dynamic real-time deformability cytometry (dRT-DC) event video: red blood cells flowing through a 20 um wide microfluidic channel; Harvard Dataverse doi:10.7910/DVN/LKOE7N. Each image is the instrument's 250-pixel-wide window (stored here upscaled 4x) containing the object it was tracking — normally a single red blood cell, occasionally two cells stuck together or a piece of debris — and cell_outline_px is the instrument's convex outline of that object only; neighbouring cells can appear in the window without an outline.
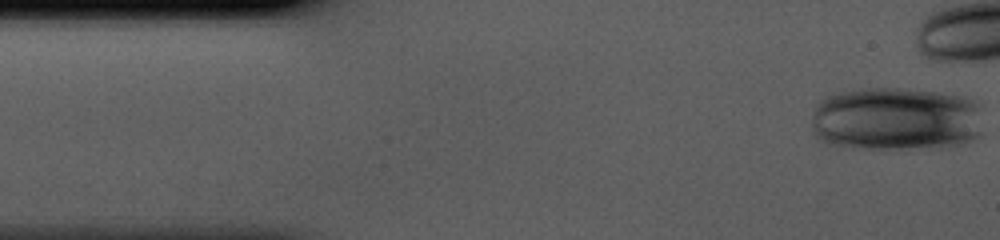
{"species": "human", "species_latin": "Homo sapiens", "temperature_condition": "cold", "stored_images_in_passage": 34, "camera_frame_rate_fps": 3000, "um_per_image_px": 0.085, "donor": {"sex": "male"}, "frame": {"image": 1, "passage_image": 1, "time_ms": 0.0, "image_size_px": [1000, 240], "cell_outline_px": [[980, 136], [964, 144], [944, 148], [852, 148], [828, 144], [816, 140], [812, 132], [812, 112], [816, 104], [824, 96], [840, 92], [860, 88], [908, 88], [940, 92], [964, 96], [980, 104]], "centroid_in_image_um": [76.13, 10.11], "position_along_channel_um": 8.9, "area_um2": 65.26}}
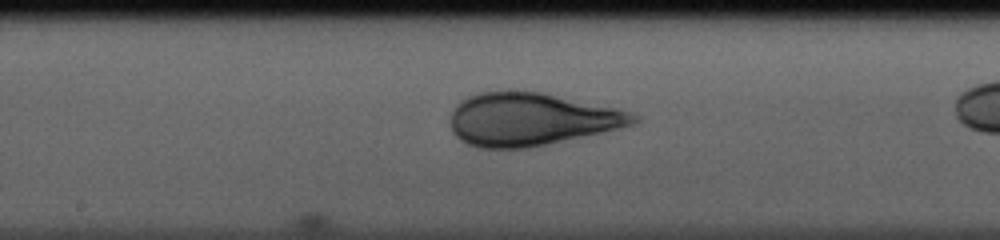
{"frame": {"image": 2, "passage_image": 21, "time_ms": 6.667, "image_size_px": [1000, 240], "cell_outline_px": [[640, 120], [636, 124], [620, 128], [532, 148], [476, 148], [460, 140], [452, 132], [448, 120], [456, 104], [460, 100], [468, 96], [480, 92], [540, 92], [620, 108], [640, 116]], "centroid_in_image_um": [45.15, 10.15], "position_along_channel_um": 203.1, "area_um2": 56.76}}
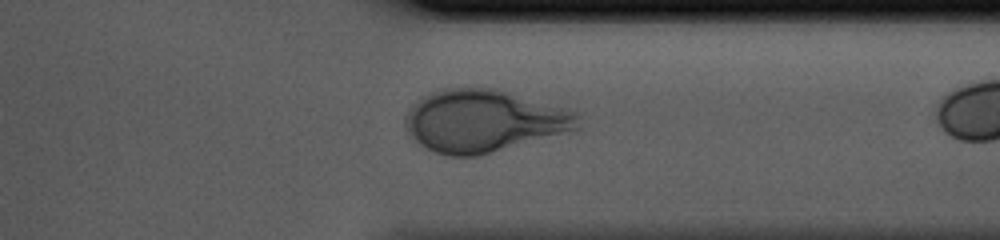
{"frame": {"image": 3, "passage_image": 33, "time_ms": 10.667, "image_size_px": [1000, 240], "cell_outline_px": [[580, 128], [480, 156], [448, 156], [432, 152], [408, 136], [404, 128], [404, 116], [412, 104], [420, 96], [428, 92], [444, 88], [468, 84], [496, 88], [568, 108], [580, 112]], "centroid_in_image_um": [41.07, 10.23], "position_along_channel_um": 370.3, "area_um2": 64.45}}